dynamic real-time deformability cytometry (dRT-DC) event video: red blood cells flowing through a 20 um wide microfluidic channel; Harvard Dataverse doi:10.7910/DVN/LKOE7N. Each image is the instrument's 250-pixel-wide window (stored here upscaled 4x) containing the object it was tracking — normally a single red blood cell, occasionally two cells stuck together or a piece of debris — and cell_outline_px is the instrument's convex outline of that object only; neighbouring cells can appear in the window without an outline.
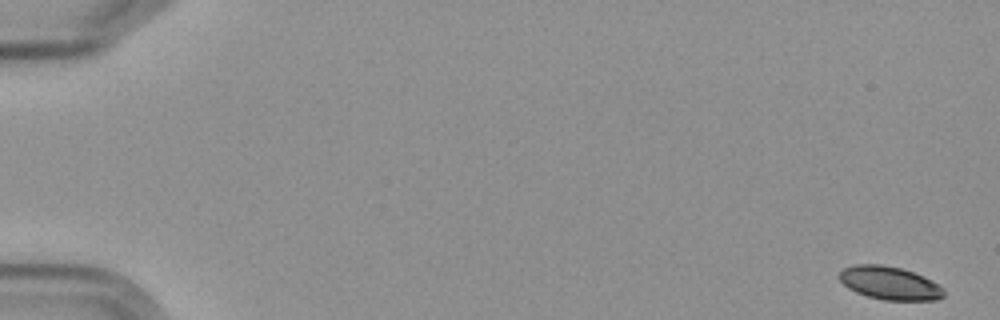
{"species": "Egyptian fruit bat (a non-hibernating species)", "species_latin": "Rousettus aegyptiacus", "temperature_condition": "cold", "stored_images_in_passage": 7, "segment_of_instrument_passage": [1, 2], "camera_frame_rate_fps": 3000, "um_per_image_px": 0.085, "frame": {"image": 1, "passage_image": 1, "time_ms": 0.0, "image_size_px": [1000, 320], "cell_outline_px": [[944, 296], [936, 300], [884, 300], [868, 296], [856, 292], [848, 288], [840, 280], [840, 272], [844, 268], [852, 264], [880, 264], [900, 268], [912, 272], [940, 284], [944, 288]], "centroid_in_image_um": [75.63, 24.06], "position_along_channel_um": 9.4, "area_um2": 20.11}}